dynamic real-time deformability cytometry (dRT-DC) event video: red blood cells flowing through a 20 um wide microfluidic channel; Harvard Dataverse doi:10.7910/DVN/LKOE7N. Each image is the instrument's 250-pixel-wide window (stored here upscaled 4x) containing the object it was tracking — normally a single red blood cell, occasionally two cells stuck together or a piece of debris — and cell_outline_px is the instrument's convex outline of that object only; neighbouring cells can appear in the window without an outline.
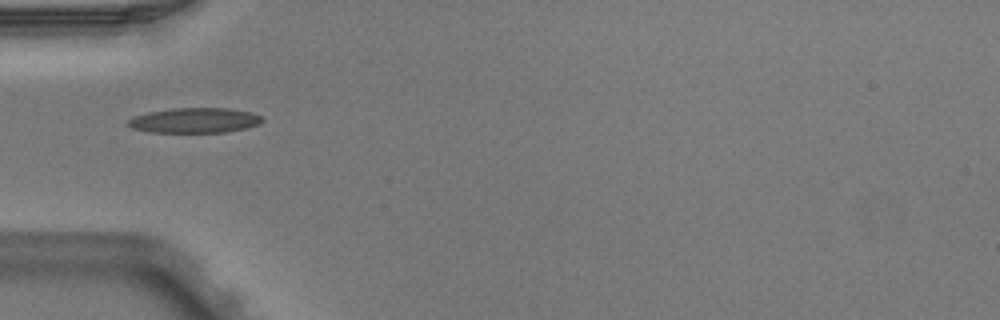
{"species": "Egyptian fruit bat (a non-hibernating species)", "species_latin": "Rousettus aegyptiacus", "temperature_condition": "warm", "stored_images_in_passage": 2, "camera_frame_rate_fps": 3000, "um_per_image_px": 0.085, "animal": {"sex": "male"}, "frame": {"image": 1, "passage_image": 2, "time_ms": 0.333, "image_size_px": [1000, 320], "cell_outline_px": [[264, 120], [260, 124], [244, 128], [224, 132], [148, 132], [132, 128], [128, 124], [128, 120], [132, 116], [148, 112], [172, 108], [228, 108], [252, 112], [264, 116]], "centroid_in_image_um": [16.56, 10.22], "position_along_channel_um": 68.4, "area_um2": 19.71}}